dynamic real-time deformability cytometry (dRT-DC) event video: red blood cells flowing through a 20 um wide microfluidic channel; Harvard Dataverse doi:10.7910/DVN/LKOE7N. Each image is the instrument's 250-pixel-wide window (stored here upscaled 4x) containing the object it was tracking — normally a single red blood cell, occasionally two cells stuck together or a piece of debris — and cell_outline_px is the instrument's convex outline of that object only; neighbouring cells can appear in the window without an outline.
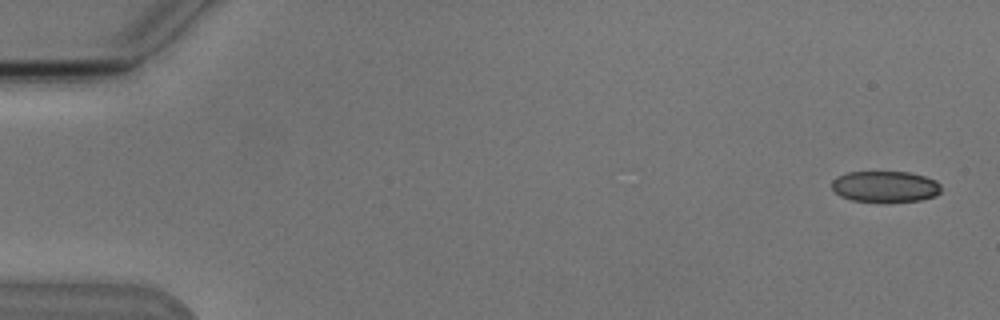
{"species": "Egyptian fruit bat (a non-hibernating species)", "species_latin": "Rousettus aegyptiacus", "temperature_condition": "cold", "stored_images_in_passage": 5, "camera_frame_rate_fps": 3000, "um_per_image_px": 0.085, "animal": {"sex": "male"}, "frame": {"image": 1, "passage_image": 1, "time_ms": 0.0, "image_size_px": [1000, 320], "cell_outline_px": [[940, 192], [936, 196], [920, 200], [880, 204], [852, 200], [840, 196], [832, 188], [832, 180], [836, 176], [848, 172], [908, 172], [924, 176], [936, 180], [940, 184]], "centroid_in_image_um": [75.23, 15.89], "position_along_channel_um": 9.8, "area_um2": 20.4}}
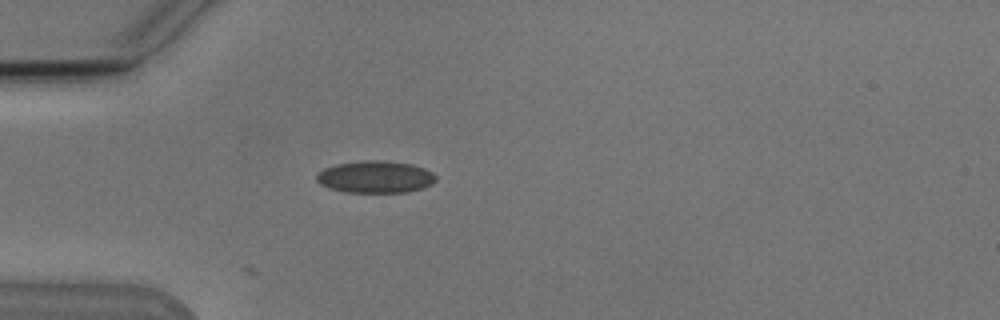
{"frame": {"image": 2, "passage_image": 5, "time_ms": 4.667, "image_size_px": [1000, 320], "cell_outline_px": [[436, 180], [432, 184], [424, 188], [408, 192], [344, 192], [328, 188], [320, 184], [316, 180], [316, 176], [324, 168], [336, 164], [368, 160], [384, 160], [412, 164], [424, 168], [432, 172], [436, 176]], "centroid_in_image_um": [31.92, 15.04], "position_along_channel_um": 53.1, "area_um2": 22.43}}